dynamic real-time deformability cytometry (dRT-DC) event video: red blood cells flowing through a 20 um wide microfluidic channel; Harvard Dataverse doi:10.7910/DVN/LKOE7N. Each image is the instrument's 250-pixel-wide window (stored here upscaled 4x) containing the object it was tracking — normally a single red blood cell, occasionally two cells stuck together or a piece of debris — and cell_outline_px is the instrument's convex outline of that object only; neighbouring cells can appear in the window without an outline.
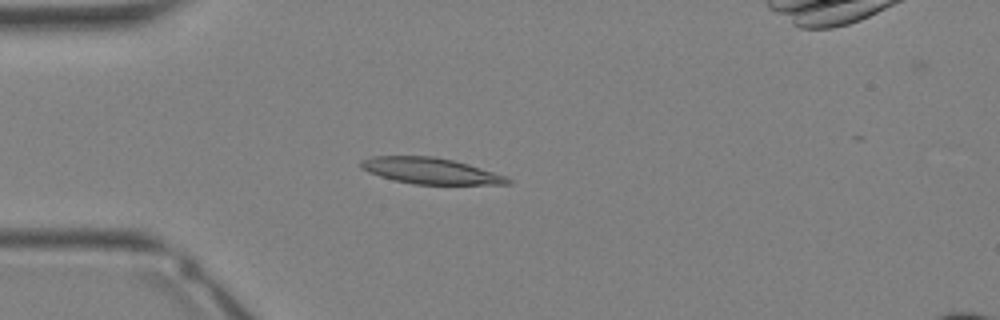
{"species": "Egyptian fruit bat (a non-hibernating species)", "species_latin": "Rousettus aegyptiacus", "temperature_condition": "warm", "stored_images_in_passage": 34, "camera_frame_rate_fps": 3000, "um_per_image_px": 0.085, "animal": {"sex": "female"}, "frame": {"image": 1, "passage_image": 9, "time_ms": 2.667, "image_size_px": [1000, 320], "cell_outline_px": [[512, 184], [416, 184], [392, 180], [368, 172], [360, 168], [360, 160], [372, 156], [432, 156], [452, 160], [468, 164], [504, 176], [512, 180]], "centroid_in_image_um": [36.53, 14.52], "position_along_channel_um": 48.5, "area_um2": 22.14}}
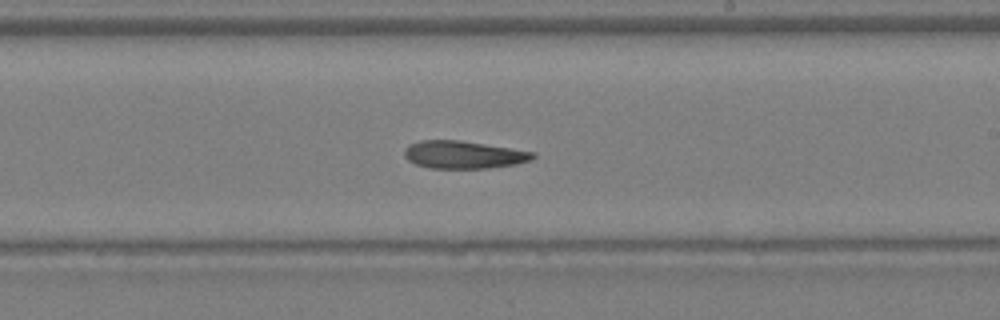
{"frame": {"image": 2, "passage_image": 20, "time_ms": 6.333, "image_size_px": [1000, 320], "cell_outline_px": [[536, 156], [532, 160], [516, 164], [488, 168], [432, 168], [416, 164], [408, 160], [404, 156], [404, 148], [408, 144], [420, 140], [460, 140], [536, 152]], "centroid_in_image_um": [39.4, 13.14], "position_along_channel_um": 249.6, "area_um2": 20.81}}
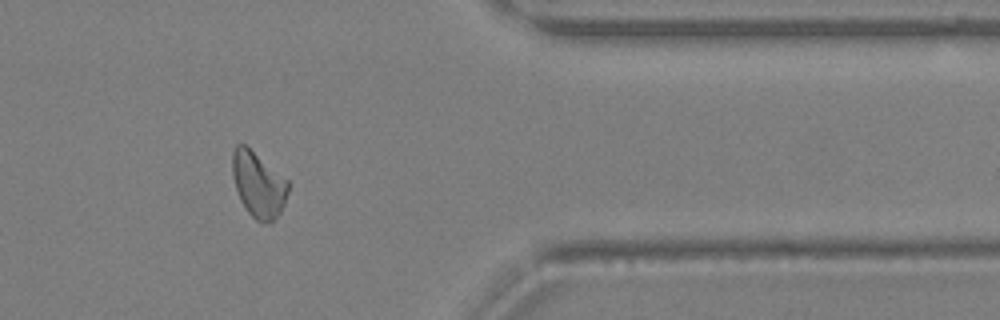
{"frame": {"image": 3, "passage_image": 28, "time_ms": 9.0, "image_size_px": [1000, 320], "cell_outline_px": [[292, 184], [284, 204], [280, 212], [268, 224], [260, 224], [248, 212], [240, 200], [232, 176], [232, 152], [236, 144], [244, 144], [288, 180]], "centroid_in_image_um": [21.97, 15.71], "position_along_channel_um": 389.4, "area_um2": 21.39}}